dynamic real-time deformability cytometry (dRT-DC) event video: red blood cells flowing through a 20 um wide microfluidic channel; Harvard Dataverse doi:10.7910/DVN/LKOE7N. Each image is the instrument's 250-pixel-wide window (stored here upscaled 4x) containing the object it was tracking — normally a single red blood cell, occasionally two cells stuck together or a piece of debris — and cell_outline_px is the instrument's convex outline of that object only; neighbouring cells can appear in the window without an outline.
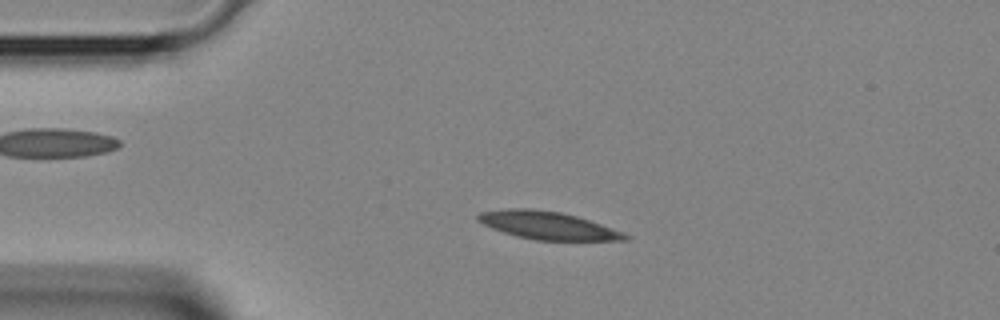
{"species": "Egyptian fruit bat (a non-hibernating species)", "species_latin": "Rousettus aegyptiacus", "temperature_condition": "room temperature", "stored_images_in_passage": 27, "camera_frame_rate_fps": 3000, "um_per_image_px": 0.085, "animal": {"sex": "female"}, "frame": {"image": 1, "passage_image": 6, "time_ms": 1.667, "image_size_px": [1000, 320], "cell_outline_px": [[632, 236], [628, 240], [536, 240], [516, 236], [492, 228], [476, 220], [476, 216], [480, 212], [508, 208], [532, 208], [560, 212], [576, 216], [624, 232]], "centroid_in_image_um": [46.55, 19.16], "position_along_channel_um": 38.5, "area_um2": 23.76}}
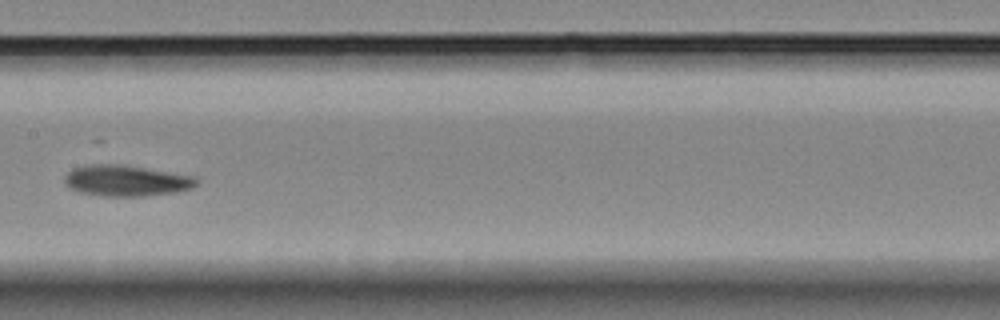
{"frame": {"image": 2, "passage_image": 18, "time_ms": 5.667, "image_size_px": [1000, 320], "cell_outline_px": [[200, 180], [192, 188], [176, 192], [144, 196], [104, 196], [76, 192], [68, 188], [64, 184], [64, 176], [72, 168], [88, 164], [120, 164], [196, 176]], "centroid_in_image_um": [10.69, 15.36], "position_along_channel_um": 196.7, "area_um2": 24.16}}
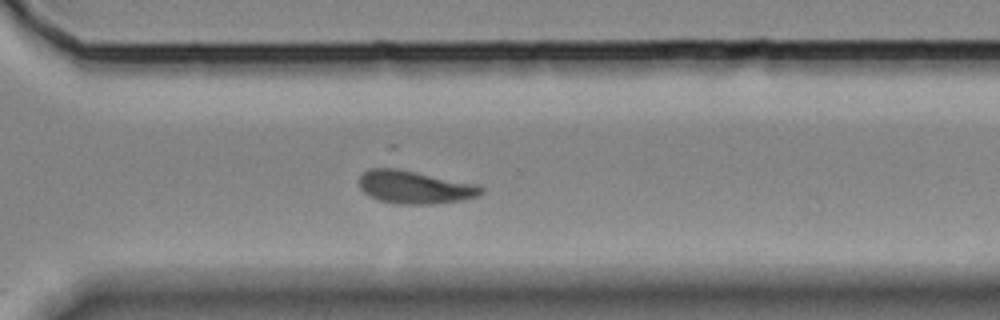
{"frame": {"image": 3, "passage_image": 27, "time_ms": 8.667, "image_size_px": [1000, 320], "cell_outline_px": [[484, 192], [480, 196], [464, 200], [436, 204], [396, 204], [380, 200], [368, 196], [360, 188], [360, 176], [368, 168], [388, 164], [392, 164], [480, 184], [484, 188]], "centroid_in_image_um": [35.29, 15.83], "position_along_channel_um": 335.3, "area_um2": 25.26}}